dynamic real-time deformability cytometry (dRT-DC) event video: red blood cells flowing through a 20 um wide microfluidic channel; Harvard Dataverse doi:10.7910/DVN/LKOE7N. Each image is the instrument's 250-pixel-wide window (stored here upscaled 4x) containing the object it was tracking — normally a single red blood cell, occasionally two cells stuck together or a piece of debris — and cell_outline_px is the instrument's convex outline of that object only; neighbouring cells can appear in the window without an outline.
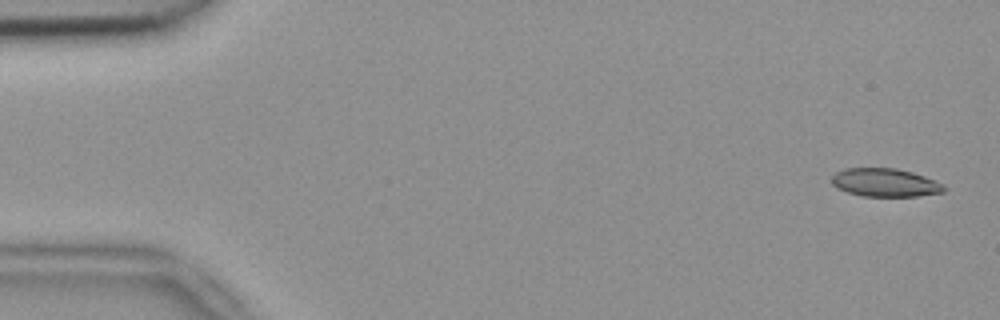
{"species": "common noctule bat (a hibernating species)", "species_latin": "Nyctalus noctula", "temperature_condition": "room temperature", "stored_images_in_passage": 8, "camera_frame_rate_fps": 3000, "um_per_image_px": 0.085, "animal": {"sex": "female", "body_mass_g": 18.4}, "frame": {"image": 1, "passage_image": 1, "time_ms": 0.0, "image_size_px": [1000, 320], "cell_outline_px": [[948, 188], [944, 192], [920, 196], [860, 196], [836, 188], [832, 184], [832, 176], [836, 172], [844, 168], [896, 168], [912, 172], [924, 176], [944, 184]], "centroid_in_image_um": [75.25, 15.52], "position_along_channel_um": 9.8, "area_um2": 18.67}}